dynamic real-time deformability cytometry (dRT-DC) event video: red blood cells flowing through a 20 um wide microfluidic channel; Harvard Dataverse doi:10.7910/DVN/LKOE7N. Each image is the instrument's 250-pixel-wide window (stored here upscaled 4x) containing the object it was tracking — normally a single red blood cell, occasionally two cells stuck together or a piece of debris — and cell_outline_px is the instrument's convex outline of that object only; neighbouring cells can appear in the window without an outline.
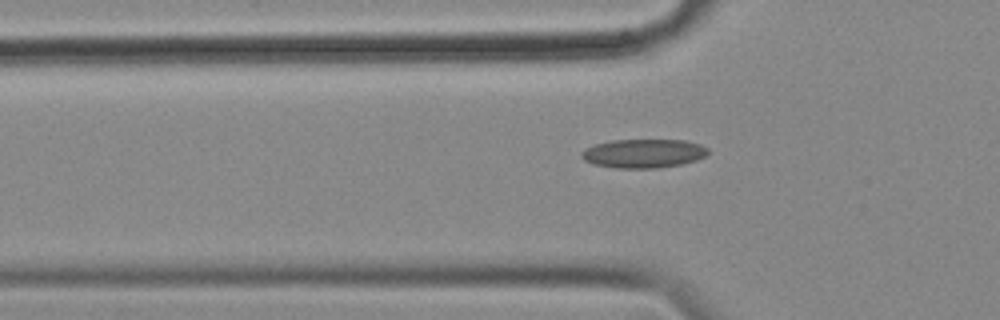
{"species": "common noctule bat (a hibernating species)", "species_latin": "Nyctalus noctula", "temperature_condition": "cold", "stored_images_in_passage": 42, "segment_of_instrument_passage": [1, 2], "camera_frame_rate_fps": 3000, "um_per_image_px": 0.085, "animal": {"sex": "female", "body_mass_g": 18.4}, "frame": {"image": 1, "passage_image": 3, "time_ms": 0.667, "image_size_px": [1000, 320], "cell_outline_px": [[708, 152], [704, 156], [696, 160], [680, 164], [656, 168], [616, 168], [592, 164], [584, 160], [580, 156], [580, 152], [584, 148], [596, 144], [612, 140], [684, 140], [700, 144], [708, 148]], "centroid_in_image_um": [54.65, 13.04], "position_along_channel_um": 71.1, "area_um2": 21.27}}
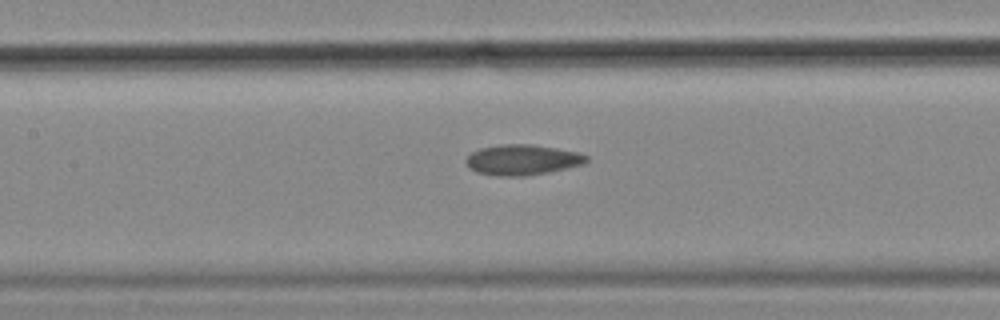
{"frame": {"image": 2, "passage_image": 11, "time_ms": 3.333, "image_size_px": [1000, 320], "cell_outline_px": [[588, 160], [584, 164], [548, 172], [524, 176], [500, 176], [476, 172], [464, 160], [472, 152], [480, 148], [504, 144], [532, 144], [580, 152], [588, 156]], "centroid_in_image_um": [44.43, 13.58], "position_along_channel_um": 163.0, "area_um2": 21.27}}
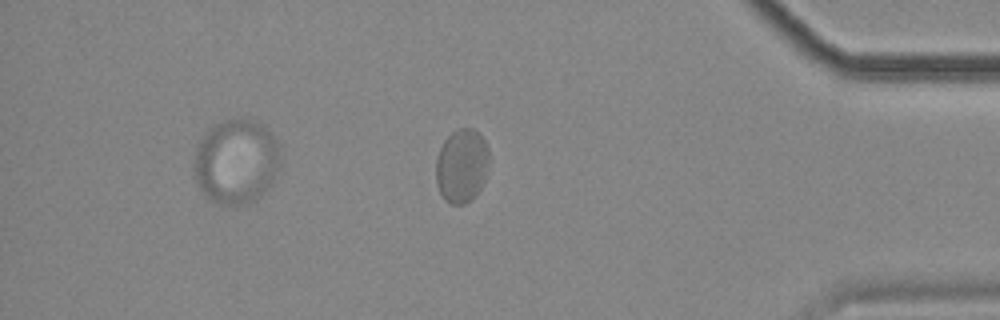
{"frame": {"image": 3, "passage_image": 34, "time_ms": 11.0, "image_size_px": [1000, 320], "cell_outline_px": [[488, 164], [484, 180], [480, 188], [464, 204], [452, 204], [444, 200], [436, 184], [436, 160], [440, 148], [444, 140], [452, 132], [460, 128], [472, 128], [484, 140], [488, 148]], "centroid_in_image_um": [39.22, 14.08], "position_along_channel_um": 396.0, "area_um2": 22.54}}